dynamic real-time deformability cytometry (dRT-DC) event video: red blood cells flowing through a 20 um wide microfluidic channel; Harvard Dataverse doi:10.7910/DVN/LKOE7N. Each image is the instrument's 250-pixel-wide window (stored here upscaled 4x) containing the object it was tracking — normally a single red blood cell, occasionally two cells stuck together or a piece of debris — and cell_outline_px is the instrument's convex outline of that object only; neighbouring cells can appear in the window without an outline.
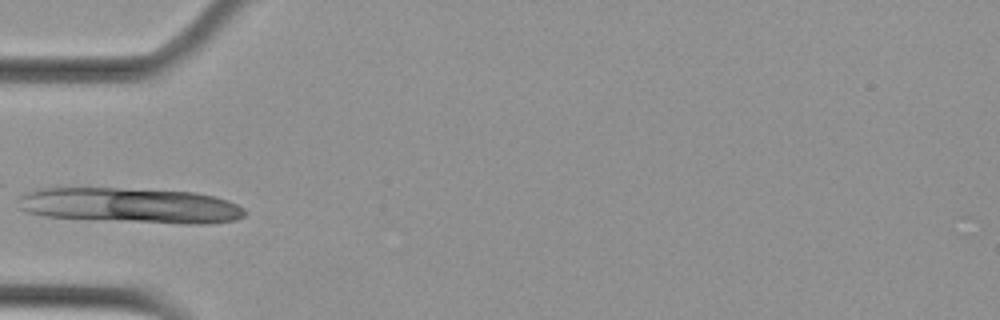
{"species": "Egyptian fruit bat (a non-hibernating species)", "species_latin": "Rousettus aegyptiacus", "temperature_condition": "cold", "stored_images_in_passage": 3, "camera_frame_rate_fps": 3000, "um_per_image_px": 0.085, "animal": {"sex": "female"}, "frame": {"image": 1, "passage_image": 3, "time_ms": 0.667, "image_size_px": [1000, 320], "cell_outline_px": [[244, 216], [236, 220], [204, 224], [184, 224], [44, 216], [28, 212], [20, 208], [16, 200], [20, 196], [28, 192], [40, 188], [120, 188], [192, 192], [212, 196], [228, 200], [244, 208]], "centroid_in_image_um": [11.08, 17.46], "position_along_channel_um": 73.9, "area_um2": 46.18}}